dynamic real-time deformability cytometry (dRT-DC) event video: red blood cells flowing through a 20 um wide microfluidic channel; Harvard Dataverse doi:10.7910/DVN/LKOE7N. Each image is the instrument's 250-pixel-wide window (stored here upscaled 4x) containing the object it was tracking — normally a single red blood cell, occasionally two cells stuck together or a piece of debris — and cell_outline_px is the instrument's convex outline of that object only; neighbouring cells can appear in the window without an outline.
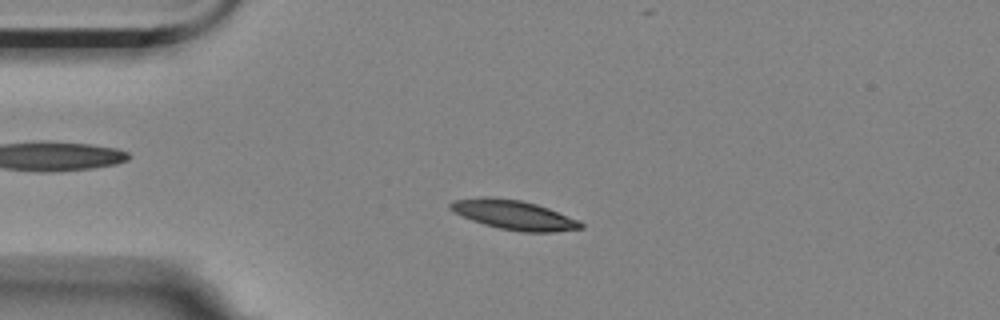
{"species": "Egyptian fruit bat (a non-hibernating species)", "species_latin": "Rousettus aegyptiacus", "temperature_condition": "room temperature", "stored_images_in_passage": 48, "camera_frame_rate_fps": 3000, "um_per_image_px": 0.085, "animal": {"sex": "female"}, "frame": {"image": 1, "passage_image": 4, "time_ms": 1.0, "image_size_px": [1000, 320], "cell_outline_px": [[584, 228], [552, 232], [520, 232], [500, 228], [484, 224], [472, 220], [452, 212], [448, 208], [448, 204], [452, 200], [480, 196], [488, 196], [520, 200], [536, 204], [548, 208], [580, 220], [584, 224]], "centroid_in_image_um": [43.65, 18.25], "position_along_channel_um": 41.4, "area_um2": 22.6}}
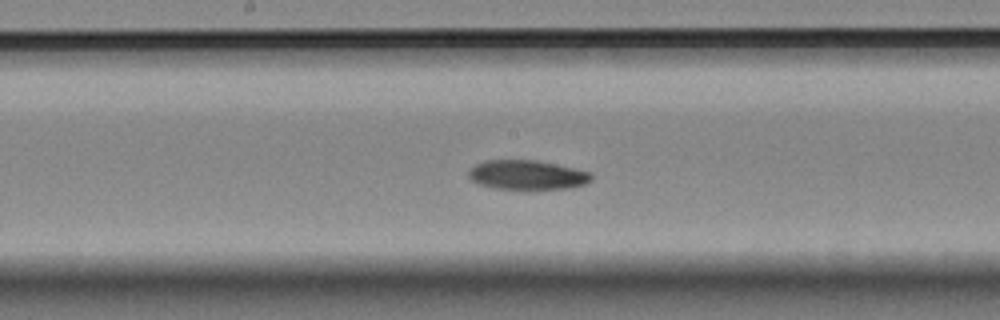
{"frame": {"image": 2, "passage_image": 20, "time_ms": 6.333, "image_size_px": [1000, 320], "cell_outline_px": [[592, 180], [584, 184], [572, 188], [496, 188], [480, 184], [472, 180], [468, 176], [468, 172], [476, 164], [484, 160], [536, 160], [592, 172]], "centroid_in_image_um": [44.83, 14.85], "position_along_channel_um": 203.4, "area_um2": 20.69}}
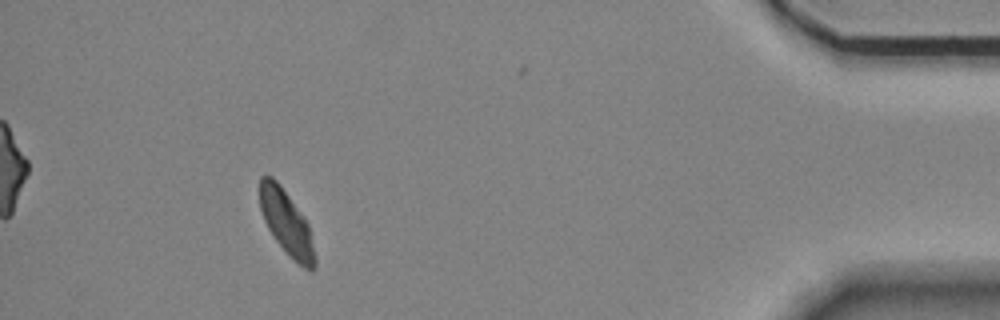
{"frame": {"image": 3, "passage_image": 43, "time_ms": 14.0, "image_size_px": [1000, 320], "cell_outline_px": [[316, 268], [312, 272], [304, 268], [292, 260], [276, 240], [268, 228], [264, 220], [260, 208], [260, 176], [272, 176], [280, 184], [308, 224], [316, 260]], "centroid_in_image_um": [24.35, 18.98], "position_along_channel_um": 410.8, "area_um2": 20.46}}